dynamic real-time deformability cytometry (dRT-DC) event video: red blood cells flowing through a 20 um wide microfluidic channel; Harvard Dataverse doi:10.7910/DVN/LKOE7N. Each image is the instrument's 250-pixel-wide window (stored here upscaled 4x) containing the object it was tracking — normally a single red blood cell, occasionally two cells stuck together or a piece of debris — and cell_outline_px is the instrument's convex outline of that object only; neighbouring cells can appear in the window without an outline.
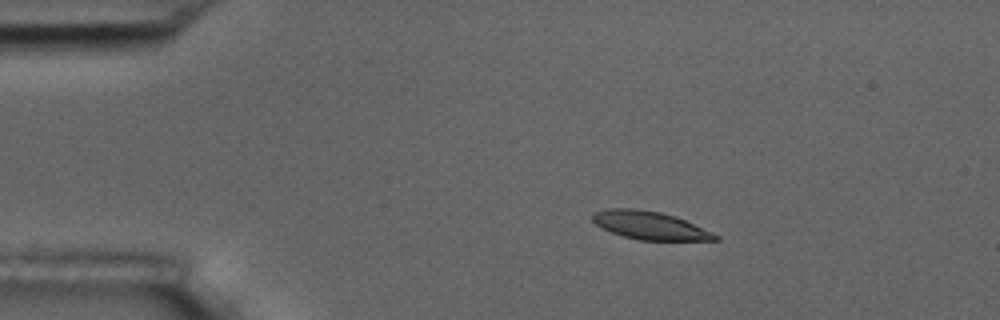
{"species": "common noctule bat (a hibernating species)", "species_latin": "Nyctalus noctula", "temperature_condition": "room temperature", "stored_images_in_passage": 5, "camera_frame_rate_fps": 3000, "um_per_image_px": 0.085, "animal": {"sex": "male", "body_mass_g": 17.5, "forearm_length_mm": 52.3}, "frame": {"image": 1, "passage_image": 2, "time_ms": 1.333, "image_size_px": [1000, 320], "cell_outline_px": [[720, 240], [640, 240], [624, 236], [612, 232], [596, 224], [592, 220], [592, 216], [596, 212], [608, 208], [636, 208], [660, 212], [676, 216], [712, 232], [720, 236]], "centroid_in_image_um": [55.26, 19.15], "position_along_channel_um": 29.7, "area_um2": 19.88}}